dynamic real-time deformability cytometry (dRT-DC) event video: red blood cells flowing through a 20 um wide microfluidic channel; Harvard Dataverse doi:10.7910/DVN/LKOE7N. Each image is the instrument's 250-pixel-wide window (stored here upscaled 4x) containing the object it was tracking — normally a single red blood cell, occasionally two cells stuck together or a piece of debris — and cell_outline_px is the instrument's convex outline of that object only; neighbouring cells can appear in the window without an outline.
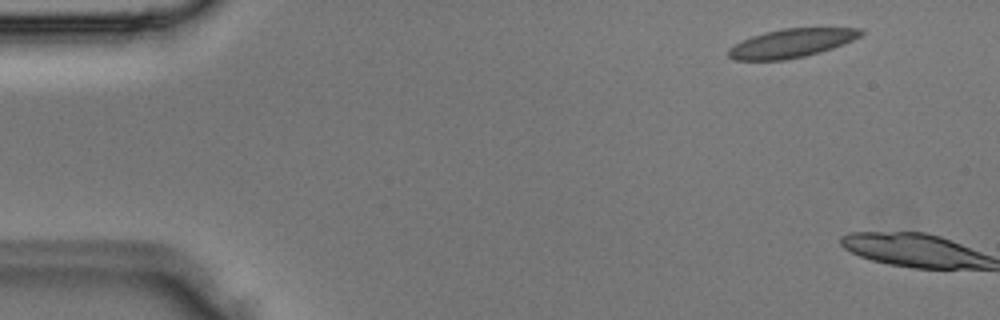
{"species": "Egyptian fruit bat (a non-hibernating species)", "species_latin": "Rousettus aegyptiacus", "temperature_condition": "room temperature", "stored_images_in_passage": 4, "camera_frame_rate_fps": 3000, "um_per_image_px": 0.085, "animal": {"sex": "male"}, "frame": {"image": 1, "passage_image": 1, "time_ms": 0.0, "image_size_px": [1000, 320], "cell_outline_px": [[864, 32], [860, 36], [844, 44], [820, 52], [804, 56], [784, 60], [732, 60], [728, 56], [728, 48], [752, 36], [764, 32], [784, 28], [860, 28]], "centroid_in_image_um": [67.26, 3.67], "position_along_channel_um": 17.7, "area_um2": 21.96}}